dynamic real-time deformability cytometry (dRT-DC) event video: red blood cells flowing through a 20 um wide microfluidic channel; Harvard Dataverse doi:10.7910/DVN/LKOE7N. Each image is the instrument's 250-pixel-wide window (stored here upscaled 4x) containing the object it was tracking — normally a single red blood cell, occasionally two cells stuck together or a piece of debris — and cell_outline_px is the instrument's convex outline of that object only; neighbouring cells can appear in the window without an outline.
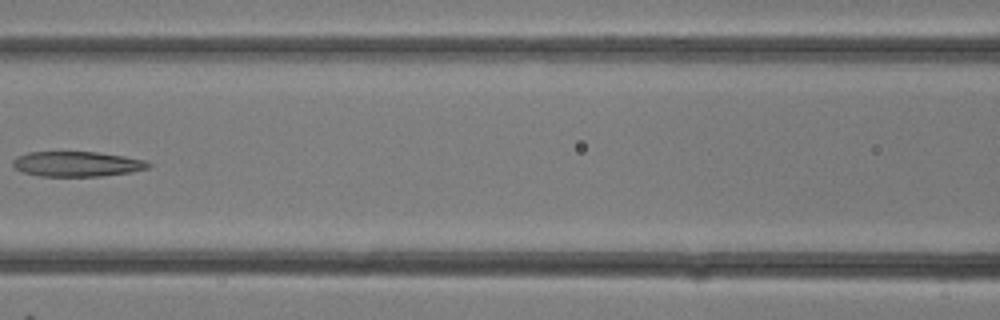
{"species": "common noctule bat (a hibernating species)", "species_latin": "Nyctalus noctula", "temperature_condition": "room temperature", "stored_images_in_passage": 10, "camera_frame_rate_fps": 3000, "um_per_image_px": 0.085, "animal": {"sex": "female"}, "frame": {"image": 1, "passage_image": 9, "time_ms": 2.667, "image_size_px": [1000, 320], "cell_outline_px": [[152, 164], [148, 168], [132, 172], [104, 176], [40, 176], [24, 172], [16, 168], [12, 164], [12, 160], [16, 156], [28, 152], [96, 152], [124, 156], [144, 160]], "centroid_in_image_um": [6.55, 13.94], "position_along_channel_um": 160.1, "area_um2": 19.83}}